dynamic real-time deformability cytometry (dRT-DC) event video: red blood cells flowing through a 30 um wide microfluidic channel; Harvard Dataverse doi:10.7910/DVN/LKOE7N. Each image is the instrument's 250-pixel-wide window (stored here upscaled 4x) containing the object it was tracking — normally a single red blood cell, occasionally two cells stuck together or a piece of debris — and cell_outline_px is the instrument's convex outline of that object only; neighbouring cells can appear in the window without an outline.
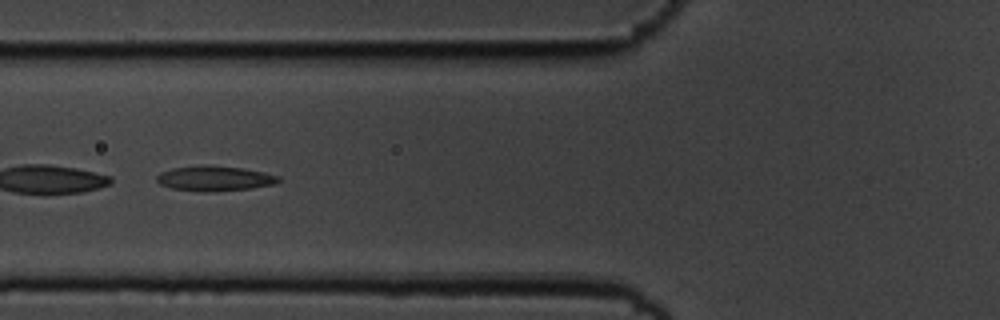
{"species": "common noctule bat (a hibernating species)", "species_latin": "Nyctalus noctula", "temperature_condition": "cold", "stored_images_in_passage": 55, "camera_frame_rate_fps": 3000, "um_per_image_px": 0.085, "animal": {"sex": "male", "body_mass_g": 19.5, "forearm_length_mm": 54.6}, "frame": {"image": 1, "passage_image": 22, "time_ms": 7.0, "image_size_px": [1000, 320], "cell_outline_px": [[280, 180], [276, 184], [252, 188], [212, 192], [200, 192], [172, 188], [160, 184], [156, 180], [156, 176], [160, 172], [172, 168], [204, 164], [208, 164], [244, 168], [264, 172], [280, 176]], "centroid_in_image_um": [18.25, 15.16], "position_along_channel_um": 107.6, "area_um2": 18.15}}
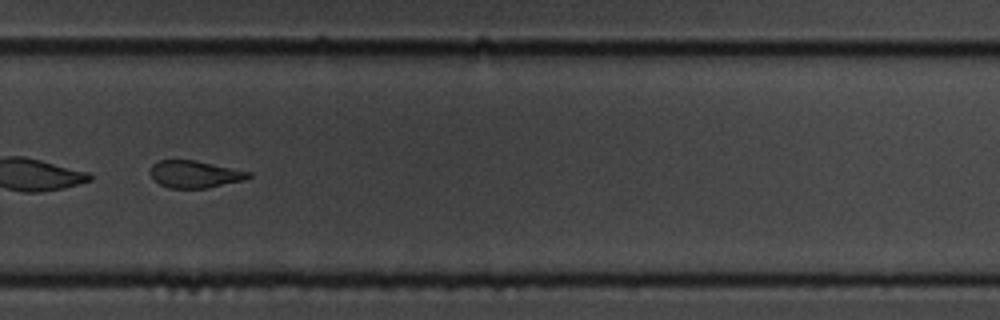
{"frame": {"image": 2, "passage_image": 39, "time_ms": 12.667, "image_size_px": [1000, 320], "cell_outline_px": [[252, 176], [244, 180], [208, 188], [168, 188], [160, 184], [148, 172], [152, 164], [160, 160], [196, 160], [252, 172]], "centroid_in_image_um": [16.57, 14.8], "position_along_channel_um": 313.2, "area_um2": 15.66}}
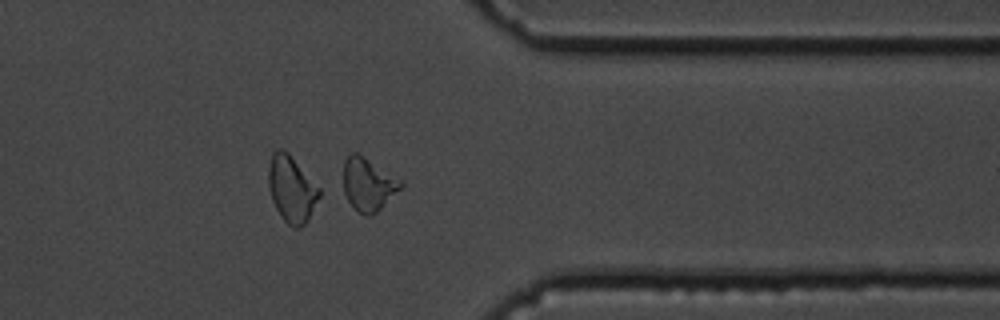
{"frame": {"image": 3, "passage_image": 45, "time_ms": 14.667, "image_size_px": [1000, 320], "cell_outline_px": [[404, 188], [376, 212], [368, 216], [356, 212], [348, 200], [344, 192], [344, 160], [352, 152], [360, 152], [404, 180]], "centroid_in_image_um": [31.36, 15.63], "position_along_channel_um": 380.0, "area_um2": 18.38}}